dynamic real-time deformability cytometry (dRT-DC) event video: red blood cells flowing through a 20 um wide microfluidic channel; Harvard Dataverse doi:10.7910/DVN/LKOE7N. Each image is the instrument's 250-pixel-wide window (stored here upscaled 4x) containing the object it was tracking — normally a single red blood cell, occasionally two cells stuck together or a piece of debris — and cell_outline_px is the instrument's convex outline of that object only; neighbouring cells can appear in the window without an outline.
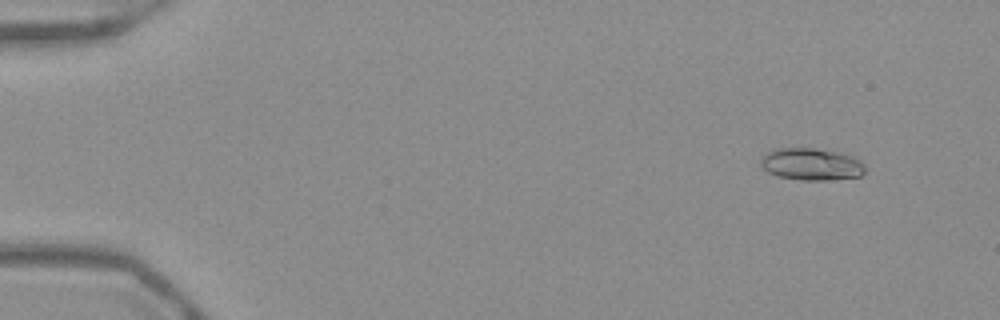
{"species": "Egyptian fruit bat (a non-hibernating species)", "species_latin": "Rousettus aegyptiacus", "temperature_condition": "warm", "stored_images_in_passage": 50, "camera_frame_rate_fps": 3000, "um_per_image_px": 0.085, "frame": {"image": 1, "passage_image": 2, "time_ms": 0.333, "image_size_px": [1000, 320], "cell_outline_px": [[864, 172], [860, 176], [828, 180], [800, 180], [776, 176], [768, 172], [760, 164], [760, 156], [772, 148], [816, 148], [844, 152], [856, 156], [864, 164]], "centroid_in_image_um": [68.96, 13.93], "position_along_channel_um": 16.0, "area_um2": 20.06}}
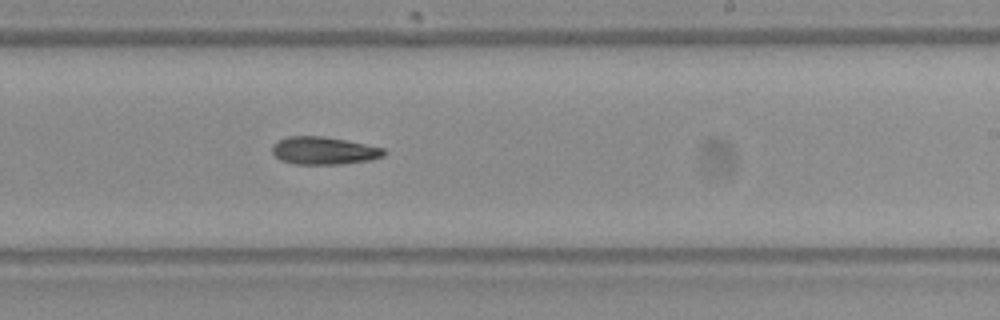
{"frame": {"image": 2, "passage_image": 30, "time_ms": 9.667, "image_size_px": [1000, 320], "cell_outline_px": [[388, 152], [384, 156], [372, 160], [340, 164], [292, 164], [280, 160], [272, 152], [272, 144], [276, 140], [288, 136], [320, 136], [344, 140], [384, 148]], "centroid_in_image_um": [27.51, 12.81], "position_along_channel_um": 261.5, "area_um2": 18.15}}
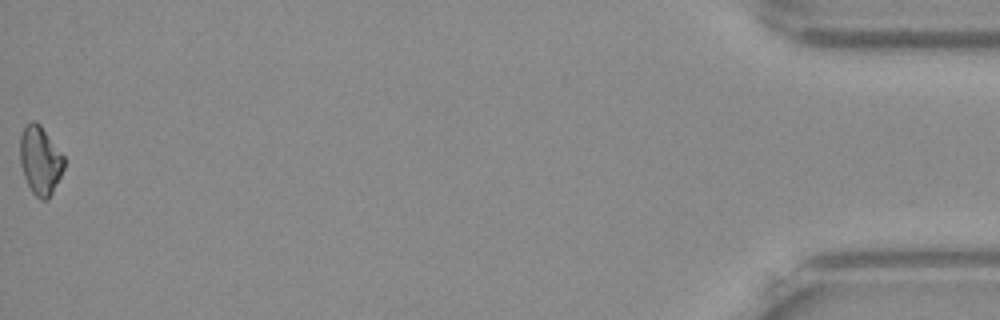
{"frame": {"image": 3, "passage_image": 50, "time_ms": 16.333, "image_size_px": [1000, 320], "cell_outline_px": [[64, 168], [48, 200], [40, 200], [32, 192], [24, 176], [20, 164], [20, 136], [24, 128], [32, 120], [36, 120], [40, 124], [64, 156]], "centroid_in_image_um": [3.41, 13.63], "position_along_channel_um": 431.8, "area_um2": 17.46}, "authors_computed_cell_mechanics": {"area_um2": 18.1203, "velocity_mm_per_s": 3.9467, "shape_relaxation_time_tau1_ms": 6.8461, "shape_relaxation_time_tau2_ms": null, "deformation_change_tau1": 0.15, "deformation_change_tau2": null}}